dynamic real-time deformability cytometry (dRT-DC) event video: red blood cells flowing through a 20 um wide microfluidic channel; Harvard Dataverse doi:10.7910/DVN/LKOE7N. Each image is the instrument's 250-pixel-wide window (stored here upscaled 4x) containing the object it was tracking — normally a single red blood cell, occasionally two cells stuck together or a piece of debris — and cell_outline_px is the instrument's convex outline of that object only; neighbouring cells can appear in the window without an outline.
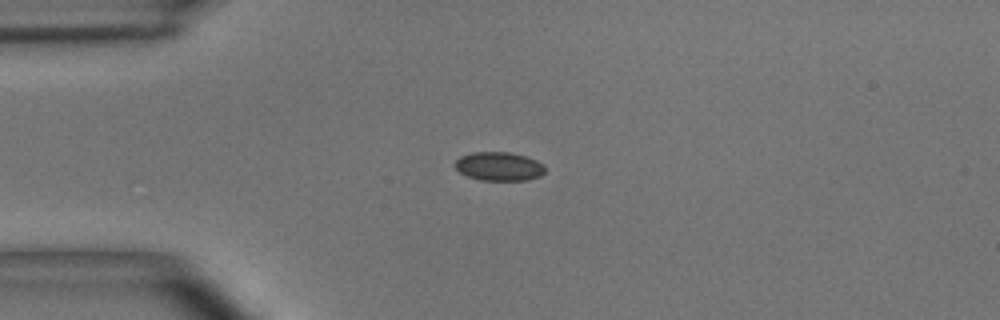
{"species": "common noctule bat (a hibernating species)", "species_latin": "Nyctalus noctula", "temperature_condition": "room temperature", "stored_images_in_passage": 43, "camera_frame_rate_fps": 3000, "um_per_image_px": 0.085, "animal": {"sex": "male", "body_mass_g": 15.6}, "frame": {"image": 1, "passage_image": 1, "time_ms": 0.0, "image_size_px": [1000, 320], "cell_outline_px": [[544, 172], [540, 176], [528, 180], [480, 180], [468, 176], [460, 172], [456, 168], [456, 160], [460, 156], [472, 152], [508, 152], [524, 156], [536, 160], [544, 164]], "centroid_in_image_um": [42.42, 14.14], "position_along_channel_um": 42.6, "area_um2": 14.97}}
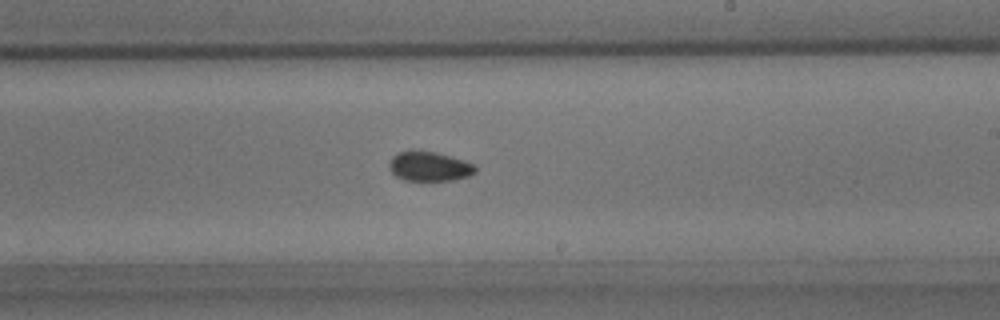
{"frame": {"image": 2, "passage_image": 20, "time_ms": 6.333, "image_size_px": [1000, 320], "cell_outline_px": [[476, 172], [468, 176], [452, 180], [404, 180], [396, 176], [392, 172], [388, 164], [392, 156], [396, 152], [408, 148], [412, 148], [436, 152], [464, 160], [476, 164]], "centroid_in_image_um": [36.46, 14.09], "position_along_channel_um": 252.5, "area_um2": 15.26}}
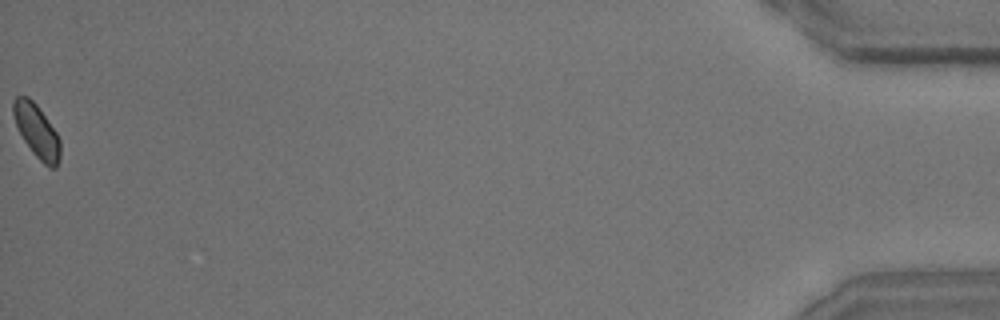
{"frame": {"image": 3, "passage_image": 43, "time_ms": 14.0, "image_size_px": [1000, 320], "cell_outline_px": [[60, 156], [56, 168], [48, 168], [32, 152], [24, 140], [16, 124], [12, 112], [12, 100], [16, 96], [28, 96], [36, 104], [56, 132], [60, 140]], "centroid_in_image_um": [3.11, 11.13], "position_along_channel_um": 432.1, "area_um2": 14.45}, "authors_computed_cell_mechanics": {"area_um2": 14.9702, "velocity_mm_per_s": 3.6184, "shape_relaxation_time_tau1_ms": null, "shape_relaxation_time_tau2_ms": 5.3686, "deformation_change_tau1": null, "deformation_change_tau2": 0.0571}}